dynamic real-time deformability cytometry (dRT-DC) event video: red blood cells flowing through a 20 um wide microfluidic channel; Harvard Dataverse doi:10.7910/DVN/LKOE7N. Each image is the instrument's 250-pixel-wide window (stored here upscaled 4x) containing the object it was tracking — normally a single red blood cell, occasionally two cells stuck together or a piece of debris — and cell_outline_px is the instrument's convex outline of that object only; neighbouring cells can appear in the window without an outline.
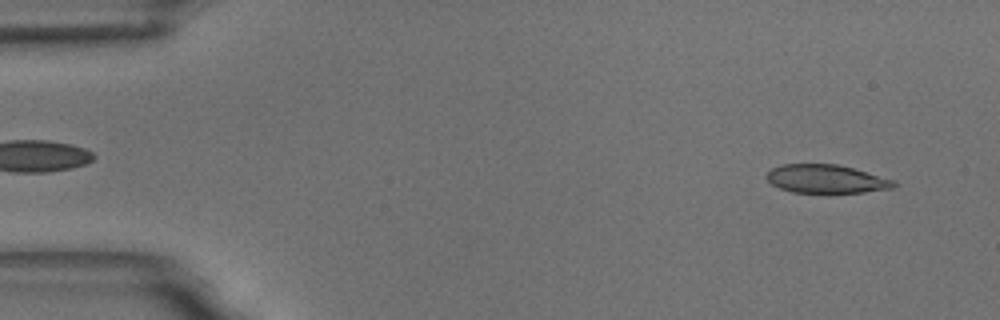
{"species": "common noctule bat (a hibernating species)", "species_latin": "Nyctalus noctula", "temperature_condition": "room temperature", "stored_images_in_passage": 53, "camera_frame_rate_fps": 3000, "um_per_image_px": 0.085, "animal": {"sex": "male", "body_mass_g": 18.8}, "frame": {"image": 1, "passage_image": 3, "time_ms": 0.667, "image_size_px": [1000, 320], "cell_outline_px": [[896, 184], [892, 188], [864, 192], [792, 192], [780, 188], [772, 184], [764, 176], [772, 168], [780, 164], [836, 164], [852, 168], [892, 180]], "centroid_in_image_um": [70.15, 15.2], "position_along_channel_um": 14.8, "area_um2": 20.69}}
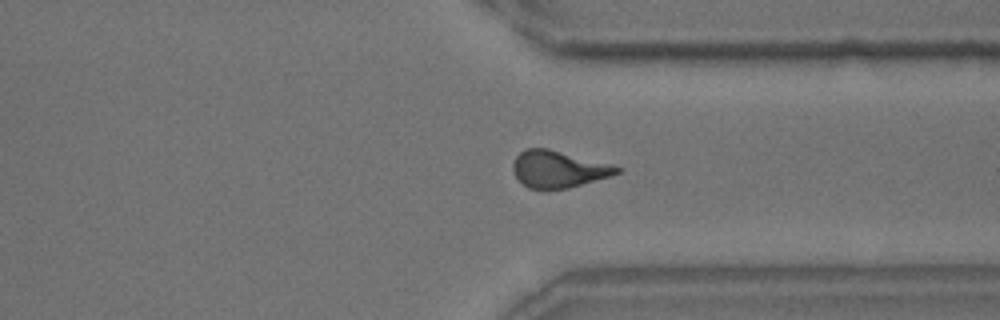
{"frame": {"image": 2, "passage_image": 40, "time_ms": 13.0, "image_size_px": [1000, 320], "cell_outline_px": [[620, 172], [612, 176], [568, 188], [528, 188], [516, 176], [512, 168], [512, 164], [516, 156], [524, 148], [548, 148], [608, 164], [620, 168]], "centroid_in_image_um": [47.43, 14.37], "position_along_channel_um": 364.0, "area_um2": 21.91}}
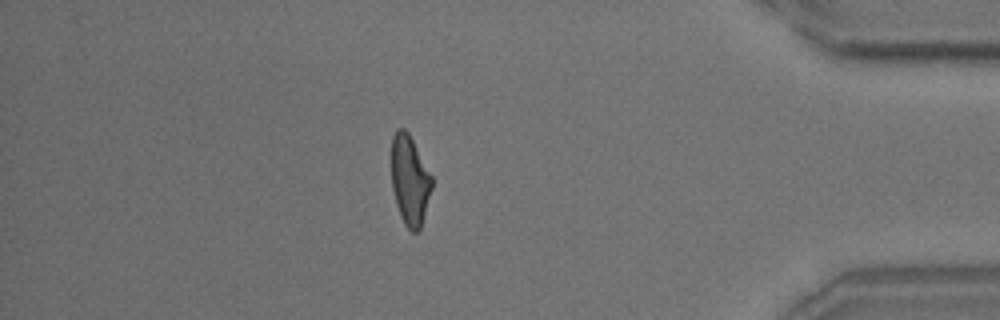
{"frame": {"image": 3, "passage_image": 46, "time_ms": 15.0, "image_size_px": [1000, 320], "cell_outline_px": [[432, 188], [420, 228], [416, 232], [412, 232], [404, 224], [400, 216], [396, 204], [392, 188], [392, 136], [396, 128], [404, 128], [408, 132], [432, 176]], "centroid_in_image_um": [34.82, 15.31], "position_along_channel_um": 400.4, "area_um2": 20.98}, "authors_computed_cell_mechanics": {"area_um2": 22.253, "velocity_mm_per_s": 3.7037, "shape_relaxation_time_tau1_ms": 5.4603, "shape_relaxation_time_tau2_ms": 2.1748, "deformation_change_tau1": 0.1755, "deformation_change_tau2": 0.0853}}